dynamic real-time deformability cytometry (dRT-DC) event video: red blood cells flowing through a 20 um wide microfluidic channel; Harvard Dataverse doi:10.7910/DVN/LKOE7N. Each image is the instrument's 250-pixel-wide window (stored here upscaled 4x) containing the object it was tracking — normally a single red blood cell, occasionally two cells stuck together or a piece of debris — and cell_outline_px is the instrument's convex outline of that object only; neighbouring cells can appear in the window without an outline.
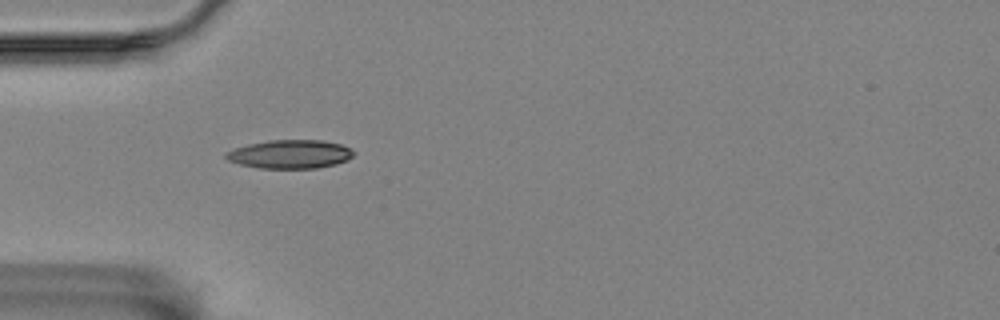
{"species": "Egyptian fruit bat (a non-hibernating species)", "species_latin": "Rousettus aegyptiacus", "temperature_condition": "room temperature", "stored_images_in_passage": 41, "camera_frame_rate_fps": 3000, "um_per_image_px": 0.085, "animal": {"sex": "female"}, "frame": {"image": 1, "passage_image": 1, "time_ms": 0.0, "image_size_px": [1000, 320], "cell_outline_px": [[356, 152], [348, 160], [336, 164], [316, 168], [260, 168], [240, 164], [228, 160], [224, 156], [224, 152], [248, 144], [268, 140], [324, 140], [340, 144], [352, 148]], "centroid_in_image_um": [24.68, 13.1], "position_along_channel_um": 60.3, "area_um2": 21.39}}
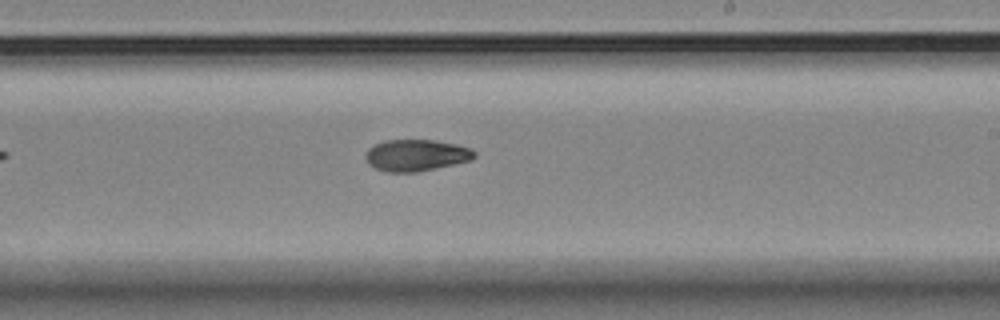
{"frame": {"image": 2, "passage_image": 18, "time_ms": 5.667, "image_size_px": [1000, 320], "cell_outline_px": [[476, 156], [472, 160], [436, 168], [416, 172], [384, 172], [368, 164], [364, 156], [368, 148], [384, 140], [432, 140], [456, 144], [472, 148], [476, 152]], "centroid_in_image_um": [35.37, 13.2], "position_along_channel_um": 253.6, "area_um2": 20.17}}
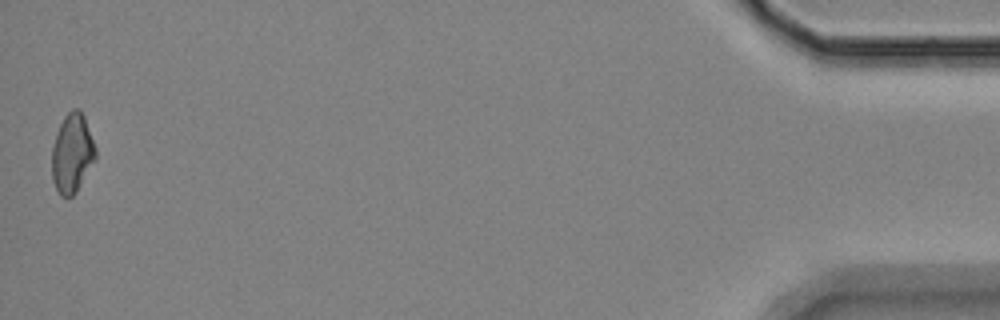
{"frame": {"image": 3, "passage_image": 41, "time_ms": 13.333, "image_size_px": [1000, 320], "cell_outline_px": [[96, 156], [76, 192], [72, 196], [60, 196], [52, 180], [52, 148], [56, 132], [64, 116], [72, 108], [80, 108], [84, 116], [96, 148]], "centroid_in_image_um": [6.12, 13.0], "position_along_channel_um": 429.1, "area_um2": 20.0}, "authors_computed_cell_mechanics": {"area_um2": 20.1722, "velocity_mm_per_s": 3.4421, "shape_relaxation_time_tau1_ms": 7.5185, "shape_relaxation_time_tau2_ms": 7.0707, "deformation_change_tau1": 0.1629, "deformation_change_tau2": 0.1113}}